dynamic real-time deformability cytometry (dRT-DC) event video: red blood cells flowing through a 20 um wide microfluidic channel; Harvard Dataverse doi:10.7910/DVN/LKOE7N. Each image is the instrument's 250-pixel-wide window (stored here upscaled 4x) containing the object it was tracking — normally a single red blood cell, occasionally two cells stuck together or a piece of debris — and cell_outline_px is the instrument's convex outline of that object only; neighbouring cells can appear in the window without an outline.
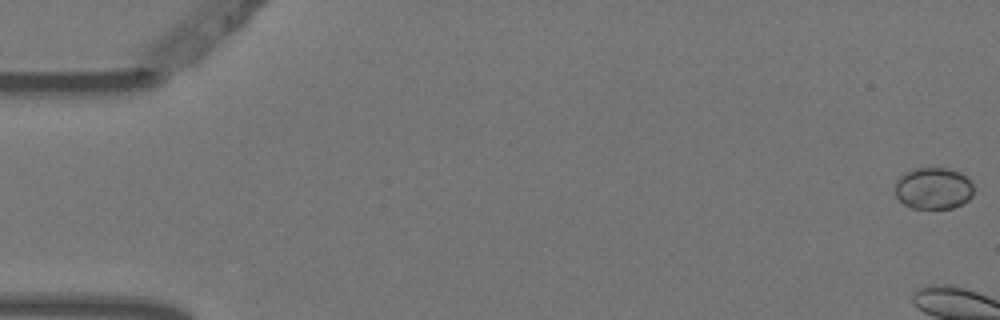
{"species": "Egyptian fruit bat (a non-hibernating species)", "species_latin": "Rousettus aegyptiacus", "temperature_condition": "warm", "stored_images_in_passage": 8, "camera_frame_rate_fps": 3000, "um_per_image_px": 0.085, "animal": {"sex": "female"}, "frame": {"image": 1, "passage_image": 1, "time_ms": 0.0, "image_size_px": [1000, 320], "cell_outline_px": [[972, 196], [968, 200], [952, 208], [912, 208], [904, 204], [896, 196], [896, 180], [900, 176], [916, 168], [948, 168], [960, 172], [968, 176], [972, 180]], "centroid_in_image_um": [79.36, 16.0], "position_along_channel_um": 5.6, "area_um2": 19.07}}
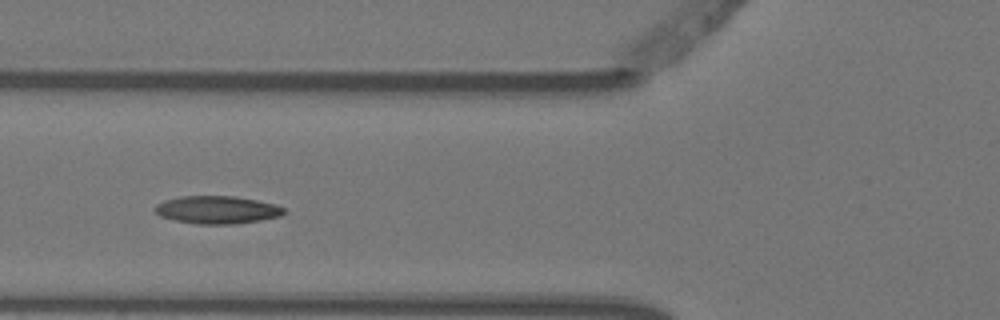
{"frame": {"image": 2, "passage_image": 7, "time_ms": 2.0, "image_size_px": [1000, 320], "cell_outline_px": [[284, 212], [280, 216], [260, 220], [232, 224], [196, 224], [176, 220], [160, 216], [152, 208], [156, 204], [164, 200], [180, 196], [232, 196], [256, 200], [276, 204], [284, 208]], "centroid_in_image_um": [18.42, 17.83], "position_along_channel_um": 107.4, "area_um2": 20.81}}
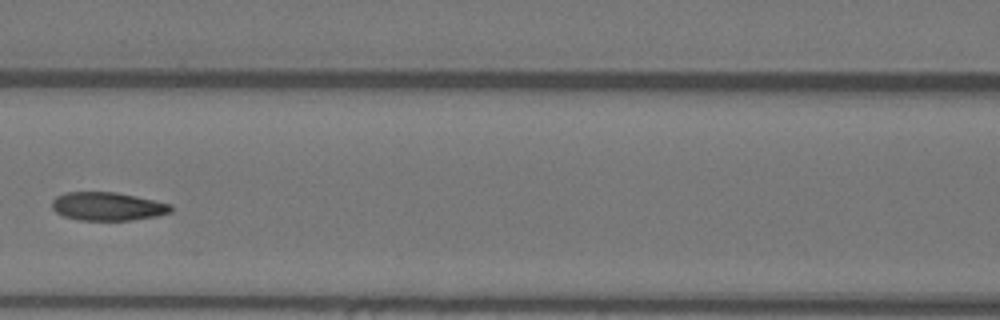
{"frame": {"image": 3, "passage_image": 8, "time_ms": 2.333, "image_size_px": [1000, 320], "cell_outline_px": [[172, 212], [156, 216], [132, 220], [76, 220], [64, 216], [56, 212], [52, 208], [52, 200], [56, 196], [64, 192], [116, 192], [136, 196], [172, 204]], "centroid_in_image_um": [9.14, 17.54], "position_along_channel_um": 157.5, "area_um2": 19.77}}